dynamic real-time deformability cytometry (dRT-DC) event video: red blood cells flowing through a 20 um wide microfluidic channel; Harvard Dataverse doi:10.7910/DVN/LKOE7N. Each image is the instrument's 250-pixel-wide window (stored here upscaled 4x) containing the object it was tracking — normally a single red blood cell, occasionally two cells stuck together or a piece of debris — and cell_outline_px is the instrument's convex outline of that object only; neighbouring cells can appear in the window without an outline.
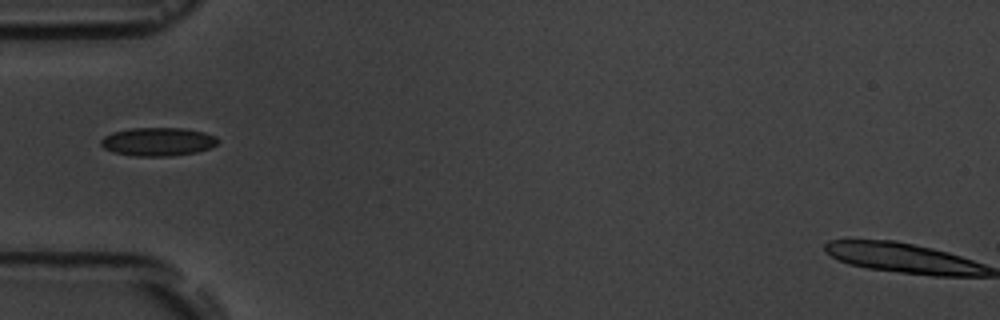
{"species": "common noctule bat (a hibernating species)", "species_latin": "Nyctalus noctula", "temperature_condition": "room temperature", "stored_images_in_passage": 1, "camera_frame_rate_fps": 3000, "um_per_image_px": 0.085, "animal": {"sex": "male", "body_mass_g": 19.5, "forearm_length_mm": 54.6}, "frame": {"image": 1, "passage_image": 1, "time_ms": 0.0, "image_size_px": [1000, 320], "cell_outline_px": [[220, 140], [216, 144], [208, 148], [196, 152], [172, 156], [136, 156], [112, 152], [104, 148], [100, 144], [100, 140], [104, 136], [112, 132], [132, 128], [184, 128], [204, 132], [216, 136]], "centroid_in_image_um": [13.41, 12.04], "position_along_channel_um": 71.6, "area_um2": 19.42}}